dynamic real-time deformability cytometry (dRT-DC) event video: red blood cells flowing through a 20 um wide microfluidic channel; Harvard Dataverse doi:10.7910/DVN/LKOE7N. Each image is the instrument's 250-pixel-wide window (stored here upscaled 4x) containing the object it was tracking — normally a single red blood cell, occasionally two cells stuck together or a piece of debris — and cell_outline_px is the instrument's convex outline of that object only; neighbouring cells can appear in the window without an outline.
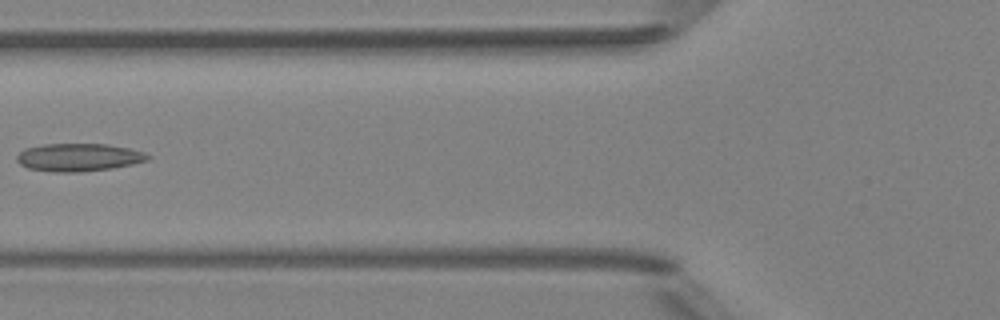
{"species": "Egyptian fruit bat (a non-hibernating species)", "species_latin": "Rousettus aegyptiacus", "temperature_condition": "room temperature", "stored_images_in_passage": 4, "camera_frame_rate_fps": 3000, "um_per_image_px": 0.085, "animal": {"sex": "female"}, "frame": {"image": 1, "passage_image": 3, "time_ms": 2.333, "image_size_px": [1000, 320], "cell_outline_px": [[152, 156], [148, 160], [132, 164], [112, 168], [80, 172], [52, 172], [28, 168], [20, 164], [16, 160], [16, 156], [24, 148], [44, 144], [108, 144], [128, 148], [144, 152]], "centroid_in_image_um": [6.68, 13.37], "position_along_channel_um": 119.1, "area_um2": 21.33}}
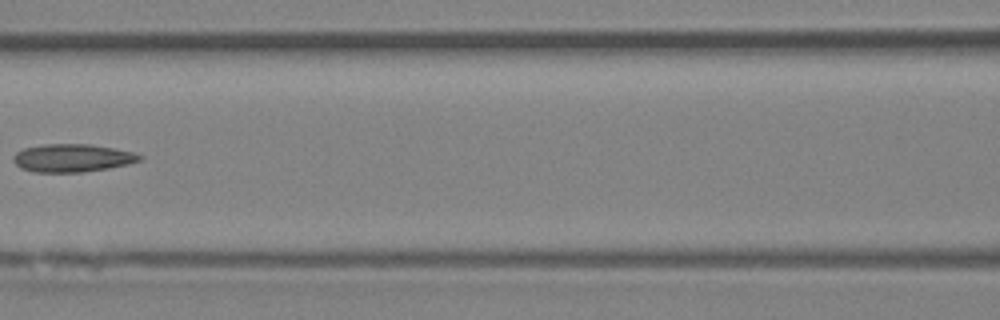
{"frame": {"image": 2, "passage_image": 4, "time_ms": 3.333, "image_size_px": [1000, 320], "cell_outline_px": [[144, 156], [140, 160], [128, 164], [108, 168], [84, 172], [32, 172], [20, 168], [12, 160], [12, 156], [16, 152], [24, 148], [44, 144], [88, 144], [112, 148], [132, 152]], "centroid_in_image_um": [6.1, 13.43], "position_along_channel_um": 160.5, "area_um2": 20.58}}